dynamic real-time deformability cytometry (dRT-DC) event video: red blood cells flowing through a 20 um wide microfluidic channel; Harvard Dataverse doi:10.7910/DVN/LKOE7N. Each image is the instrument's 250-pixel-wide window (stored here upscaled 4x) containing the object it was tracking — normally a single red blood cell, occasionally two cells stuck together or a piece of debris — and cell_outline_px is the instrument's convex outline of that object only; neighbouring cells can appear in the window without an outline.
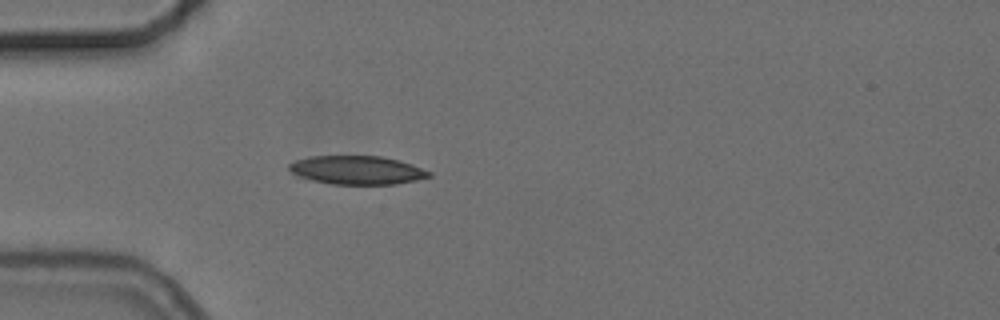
{"species": "common noctule bat (a hibernating species)", "species_latin": "Nyctalus noctula", "temperature_condition": "cold", "stored_images_in_passage": 4, "camera_frame_rate_fps": 3000, "um_per_image_px": 0.085, "animal": {"sex": "female", "body_mass_g": 24.6, "forearm_length_mm": 56.2}, "frame": {"image": 1, "passage_image": 4, "time_ms": 3.667, "image_size_px": [1000, 320], "cell_outline_px": [[432, 176], [416, 180], [396, 184], [332, 184], [312, 180], [300, 176], [292, 172], [288, 168], [288, 164], [296, 160], [312, 156], [384, 156], [400, 160], [412, 164], [432, 172]], "centroid_in_image_um": [30.39, 14.45], "position_along_channel_um": 54.6, "area_um2": 23.29}}